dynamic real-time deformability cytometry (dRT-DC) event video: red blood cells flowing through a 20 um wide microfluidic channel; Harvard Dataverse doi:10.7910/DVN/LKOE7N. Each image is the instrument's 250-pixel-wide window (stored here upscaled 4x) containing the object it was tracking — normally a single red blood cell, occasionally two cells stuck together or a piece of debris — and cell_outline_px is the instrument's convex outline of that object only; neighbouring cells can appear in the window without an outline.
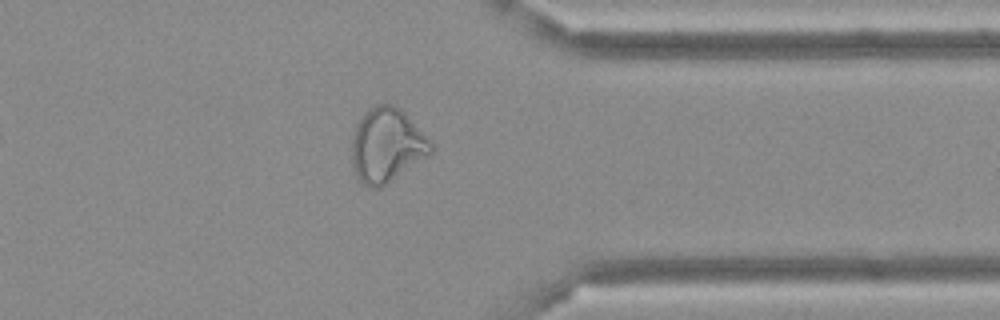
{"species": "Egyptian fruit bat (a non-hibernating species)", "species_latin": "Rousettus aegyptiacus", "temperature_condition": "cold", "stored_images_in_passage": 35, "camera_frame_rate_fps": 3000, "um_per_image_px": 0.085, "frame": {"image": 1, "passage_image": 25, "time_ms": 8.0, "image_size_px": [1000, 320], "cell_outline_px": [[436, 148], [428, 156], [380, 188], [372, 188], [364, 184], [356, 176], [352, 164], [352, 136], [356, 124], [364, 112], [376, 104], [392, 104], [400, 108], [404, 112]], "centroid_in_image_um": [32.86, 12.34], "position_along_channel_um": 378.5, "area_um2": 34.04}}